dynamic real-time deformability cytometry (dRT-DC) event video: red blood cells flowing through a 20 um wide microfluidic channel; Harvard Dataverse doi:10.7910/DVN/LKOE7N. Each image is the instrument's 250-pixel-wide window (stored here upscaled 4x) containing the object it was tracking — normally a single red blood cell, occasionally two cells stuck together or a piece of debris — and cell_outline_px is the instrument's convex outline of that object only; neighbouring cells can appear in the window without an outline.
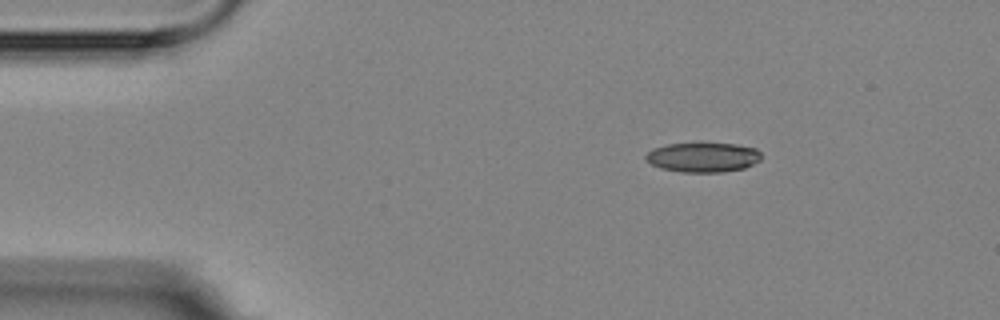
{"species": "Egyptian fruit bat (a non-hibernating species)", "species_latin": "Rousettus aegyptiacus", "temperature_condition": "room temperature", "stored_images_in_passage": 3, "camera_frame_rate_fps": 3000, "um_per_image_px": 0.085, "animal": {"sex": "female"}, "frame": {"image": 1, "passage_image": 1, "time_ms": 0.0, "image_size_px": [1000, 320], "cell_outline_px": [[760, 160], [744, 168], [724, 172], [680, 172], [660, 168], [644, 160], [644, 156], [652, 148], [668, 144], [700, 140], [736, 144], [756, 148], [760, 152]], "centroid_in_image_um": [59.72, 13.32], "position_along_channel_um": 25.3, "area_um2": 20.87}}